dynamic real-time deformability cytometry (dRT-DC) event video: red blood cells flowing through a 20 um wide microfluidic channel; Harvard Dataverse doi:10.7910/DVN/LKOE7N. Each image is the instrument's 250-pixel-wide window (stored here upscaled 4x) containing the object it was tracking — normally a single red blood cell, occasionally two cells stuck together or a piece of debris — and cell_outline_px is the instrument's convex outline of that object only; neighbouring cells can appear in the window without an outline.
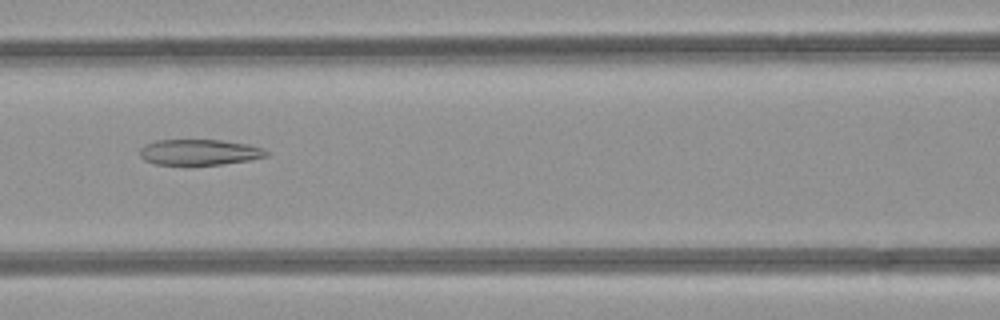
{"species": "common noctule bat (a hibernating species)", "species_latin": "Nyctalus noctula", "temperature_condition": "room temperature", "stored_images_in_passage": 41, "camera_frame_rate_fps": 3000, "um_per_image_px": 0.085, "animal": {"sex": "female", "body_mass_g": 21.9}, "frame": {"image": 1, "passage_image": 14, "time_ms": 4.333, "image_size_px": [1000, 320], "cell_outline_px": [[268, 156], [248, 160], [220, 164], [156, 164], [144, 160], [140, 156], [140, 148], [144, 144], [156, 140], [220, 140], [248, 144], [264, 148], [268, 152]], "centroid_in_image_um": [16.94, 12.92], "position_along_channel_um": 149.7, "area_um2": 18.84}}
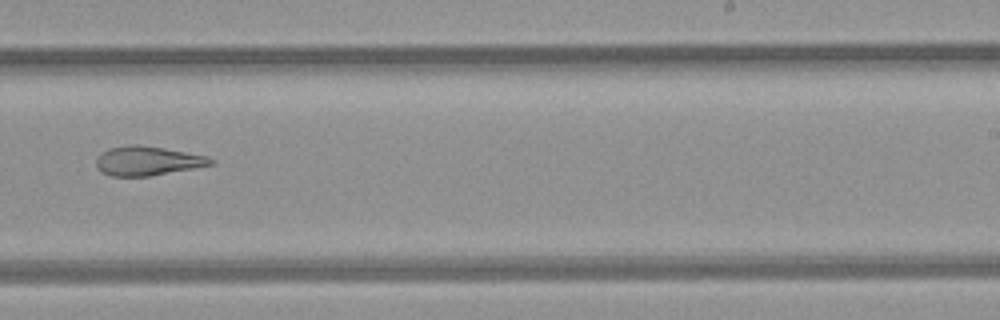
{"frame": {"image": 2, "passage_image": 23, "time_ms": 7.333, "image_size_px": [1000, 320], "cell_outline_px": [[216, 164], [196, 168], [152, 176], [112, 176], [100, 172], [96, 168], [96, 160], [108, 148], [136, 144], [164, 148], [208, 156], [216, 160]], "centroid_in_image_um": [12.6, 13.69], "position_along_channel_um": 276.4, "area_um2": 19.65}}
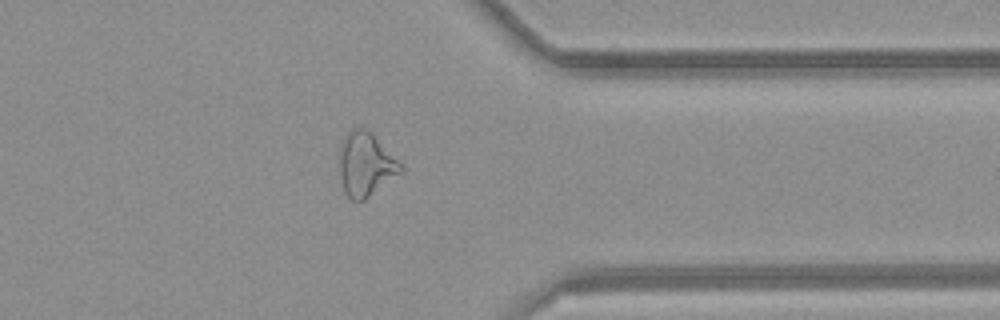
{"frame": {"image": 3, "passage_image": 31, "time_ms": 10.0, "image_size_px": [1000, 320], "cell_outline_px": [[404, 172], [364, 200], [352, 200], [344, 192], [340, 176], [340, 144], [344, 136], [352, 128], [368, 128], [400, 160], [404, 168]], "centroid_in_image_um": [31.13, 13.95], "position_along_channel_um": 380.3, "area_um2": 23.24}, "authors_computed_cell_mechanics": {"area_um2": 23.0622, "velocity_mm_per_s": 4.2382, "shape_relaxation_time_tau1_ms": null, "shape_relaxation_time_tau2_ms": 4.2942, "deformation_change_tau1": null, "deformation_change_tau2": 0.1446}}